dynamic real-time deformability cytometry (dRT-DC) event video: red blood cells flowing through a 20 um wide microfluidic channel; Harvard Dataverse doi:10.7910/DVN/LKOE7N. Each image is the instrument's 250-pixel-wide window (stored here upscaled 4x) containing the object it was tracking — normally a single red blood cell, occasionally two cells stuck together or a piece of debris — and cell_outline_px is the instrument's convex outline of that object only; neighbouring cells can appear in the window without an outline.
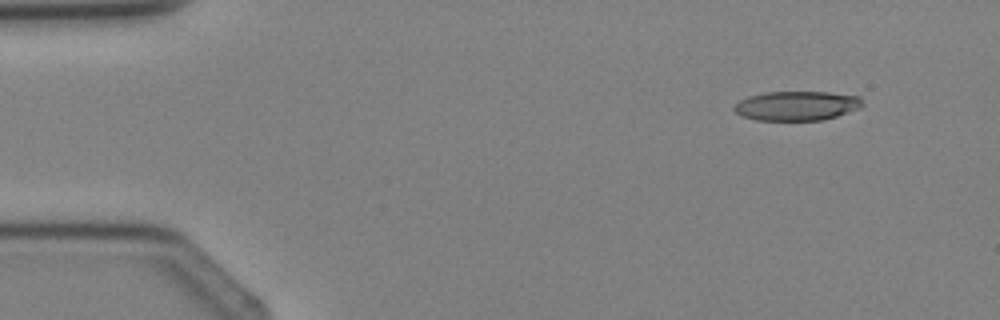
{"species": "Egyptian fruit bat (a non-hibernating species)", "species_latin": "Rousettus aegyptiacus", "temperature_condition": "cold", "stored_images_in_passage": 3, "camera_frame_rate_fps": 3000, "um_per_image_px": 0.085, "animal": {"sex": "female"}, "frame": {"image": 1, "passage_image": 1, "time_ms": 0.0, "image_size_px": [1000, 320], "cell_outline_px": [[864, 104], [860, 108], [836, 116], [820, 120], [756, 120], [740, 116], [732, 108], [740, 100], [748, 96], [764, 92], [828, 92], [860, 96], [864, 100]], "centroid_in_image_um": [67.73, 8.98], "position_along_channel_um": 17.3, "area_um2": 22.08}}